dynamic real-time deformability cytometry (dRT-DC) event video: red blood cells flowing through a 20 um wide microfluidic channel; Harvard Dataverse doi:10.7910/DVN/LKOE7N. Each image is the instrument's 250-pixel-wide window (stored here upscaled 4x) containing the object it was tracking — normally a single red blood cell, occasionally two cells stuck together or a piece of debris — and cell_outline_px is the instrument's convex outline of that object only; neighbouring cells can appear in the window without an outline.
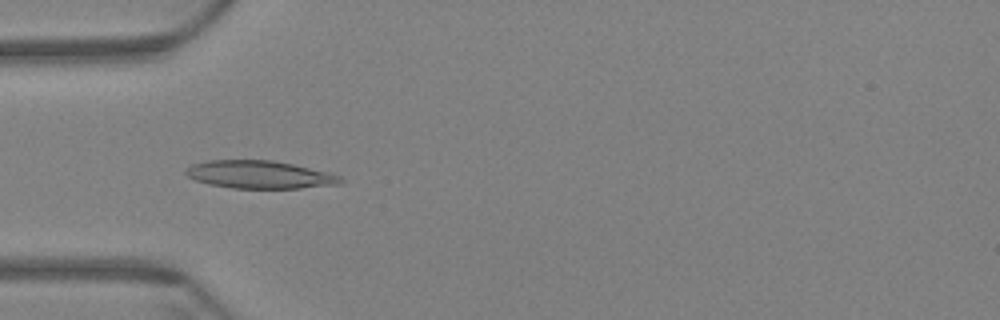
{"species": "Egyptian fruit bat (a non-hibernating species)", "species_latin": "Rousettus aegyptiacus", "temperature_condition": "warm", "stored_images_in_passage": 59, "camera_frame_rate_fps": 3000, "um_per_image_px": 0.085, "animal": {"sex": "female"}, "frame": {"image": 1, "passage_image": 18, "time_ms": 5.667, "image_size_px": [1000, 320], "cell_outline_px": [[344, 180], [340, 184], [300, 188], [232, 188], [208, 184], [196, 180], [188, 176], [184, 172], [192, 164], [208, 160], [272, 160], [292, 164], [328, 172], [340, 176]], "centroid_in_image_um": [22.06, 14.84], "position_along_channel_um": 62.9, "area_um2": 24.97}}
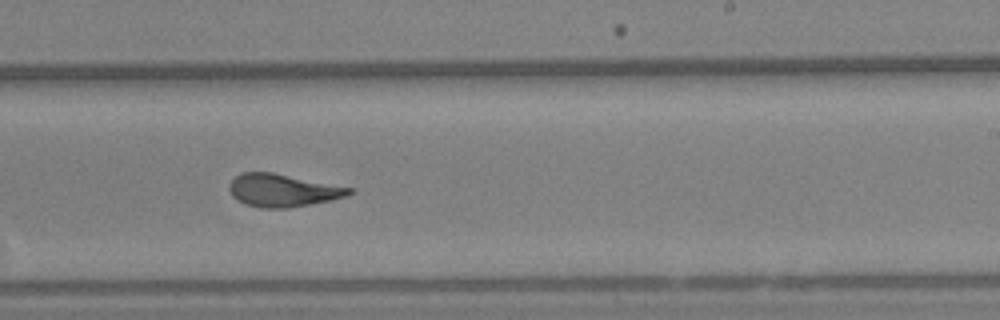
{"frame": {"image": 2, "passage_image": 36, "time_ms": 11.667, "image_size_px": [1000, 320], "cell_outline_px": [[356, 188], [348, 196], [332, 200], [288, 208], [260, 208], [244, 204], [236, 200], [232, 196], [228, 188], [228, 184], [240, 172], [272, 172]], "centroid_in_image_um": [24.04, 16.18], "position_along_channel_um": 265.0, "area_um2": 23.24}}
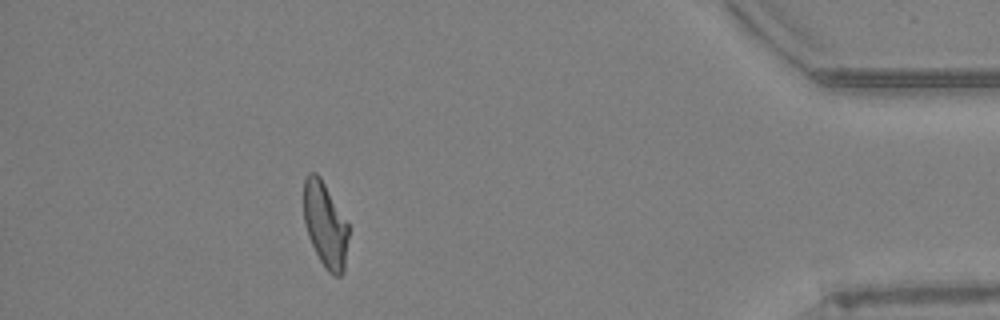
{"frame": {"image": 3, "passage_image": 53, "time_ms": 17.333, "image_size_px": [1000, 320], "cell_outline_px": [[348, 236], [344, 272], [340, 276], [336, 276], [328, 272], [324, 268], [308, 236], [304, 220], [304, 180], [308, 172], [316, 172], [320, 176], [348, 224]], "centroid_in_image_um": [27.64, 19.11], "position_along_channel_um": 407.6, "area_um2": 22.08}, "authors_computed_cell_mechanics": {"area_um2": 23.2356, "velocity_mm_per_s": 3.4059, "shape_relaxation_time_tau1_ms": 7.4523, "shape_relaxation_time_tau2_ms": 2.035, "deformation_change_tau1": 0.2001, "deformation_change_tau2": 0.0848}}